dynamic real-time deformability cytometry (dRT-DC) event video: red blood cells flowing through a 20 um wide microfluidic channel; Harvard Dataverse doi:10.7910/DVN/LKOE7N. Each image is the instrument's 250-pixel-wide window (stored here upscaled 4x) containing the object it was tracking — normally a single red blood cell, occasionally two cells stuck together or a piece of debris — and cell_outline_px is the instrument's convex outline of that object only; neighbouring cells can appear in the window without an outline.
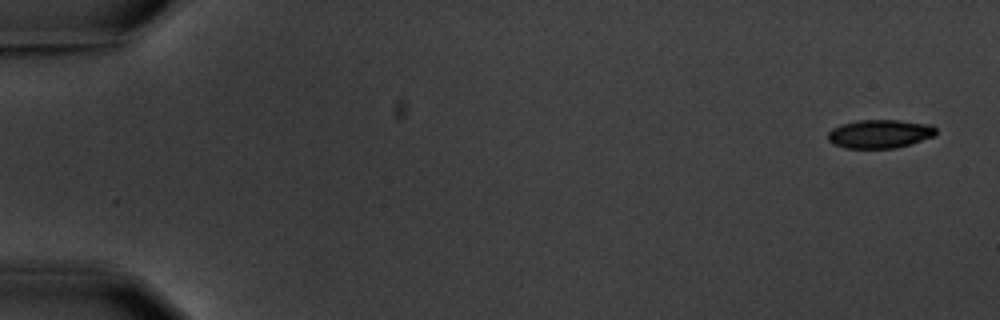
{"species": "common noctule bat (a hibernating species)", "species_latin": "Nyctalus noctula", "temperature_condition": "warm", "stored_images_in_passage": 7, "camera_frame_rate_fps": 3000, "um_per_image_px": 0.085, "animal": {"sex": "male", "body_mass_g": 20.1, "forearm_length_mm": 53.5}, "frame": {"image": 1, "passage_image": 1, "time_ms": 0.0, "image_size_px": [1000, 320], "cell_outline_px": [[936, 136], [896, 148], [848, 148], [832, 144], [828, 140], [828, 132], [832, 128], [840, 124], [860, 120], [900, 120], [932, 124], [936, 128]], "centroid_in_image_um": [74.8, 11.37], "position_along_channel_um": 10.2, "area_um2": 18.15}}
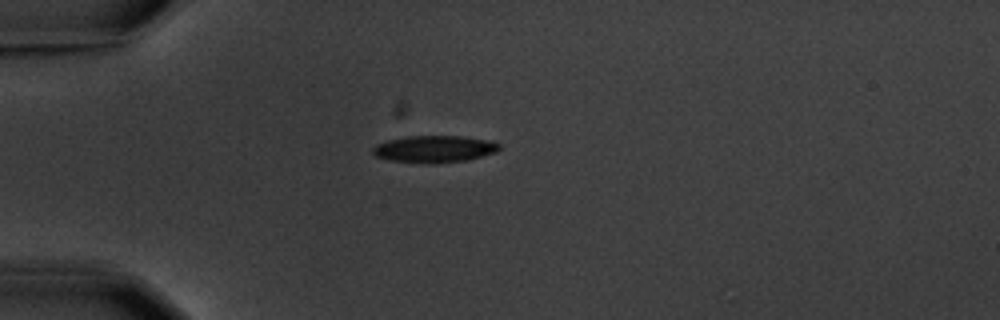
{"frame": {"image": 2, "passage_image": 5, "time_ms": 4.667, "image_size_px": [1000, 320], "cell_outline_px": [[500, 148], [496, 152], [468, 160], [428, 164], [392, 160], [376, 156], [372, 152], [372, 148], [376, 144], [388, 140], [408, 136], [460, 136], [484, 140], [500, 144]], "centroid_in_image_um": [36.9, 12.67], "position_along_channel_um": 48.1, "area_um2": 19.65}}